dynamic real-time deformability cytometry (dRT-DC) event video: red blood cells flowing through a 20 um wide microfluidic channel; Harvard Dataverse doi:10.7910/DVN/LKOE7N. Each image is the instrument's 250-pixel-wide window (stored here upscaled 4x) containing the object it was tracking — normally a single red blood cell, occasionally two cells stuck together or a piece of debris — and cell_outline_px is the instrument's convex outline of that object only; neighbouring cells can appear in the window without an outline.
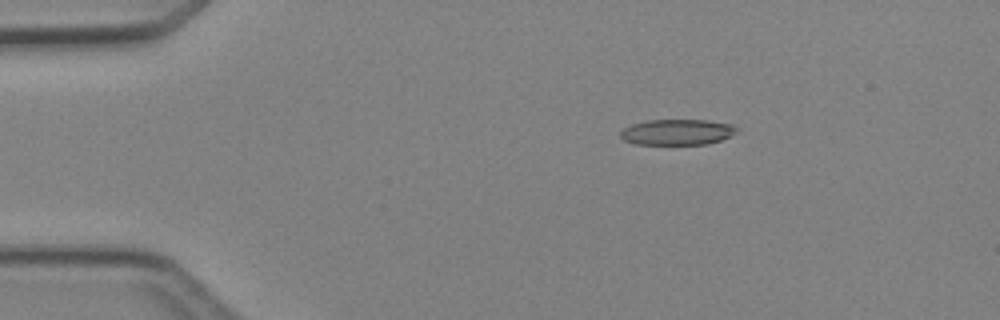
{"species": "Egyptian fruit bat (a non-hibernating species)", "species_latin": "Rousettus aegyptiacus", "temperature_condition": "cold", "stored_images_in_passage": 4, "camera_frame_rate_fps": 3000, "um_per_image_px": 0.085, "animal": {"sex": "female"}, "frame": {"image": 1, "passage_image": 2, "time_ms": 1.333, "image_size_px": [1000, 320], "cell_outline_px": [[740, 132], [720, 140], [708, 144], [636, 144], [624, 140], [620, 136], [620, 132], [624, 128], [632, 124], [648, 120], [708, 120], [736, 124], [740, 128]], "centroid_in_image_um": [57.65, 11.22], "position_along_channel_um": 27.3, "area_um2": 17.69}}